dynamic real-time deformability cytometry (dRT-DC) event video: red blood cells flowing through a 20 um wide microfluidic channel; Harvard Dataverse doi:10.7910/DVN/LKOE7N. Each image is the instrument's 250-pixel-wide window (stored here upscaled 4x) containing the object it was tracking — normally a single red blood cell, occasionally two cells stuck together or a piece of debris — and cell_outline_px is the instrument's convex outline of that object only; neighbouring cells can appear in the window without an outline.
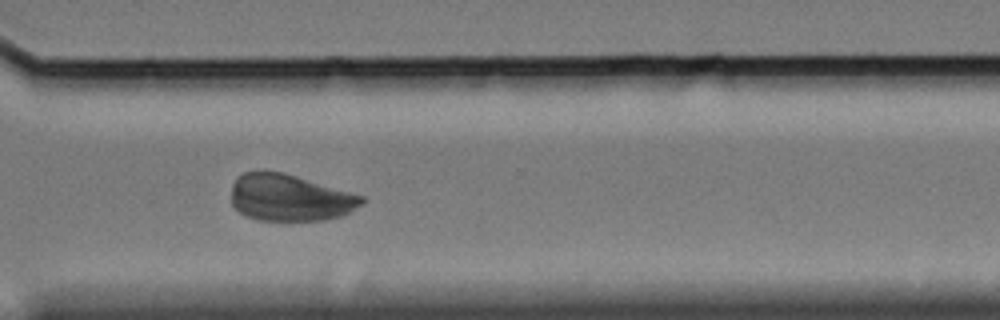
{"species": "Egyptian fruit bat (a non-hibernating species)", "species_latin": "Rousettus aegyptiacus", "temperature_condition": "cold", "stored_images_in_passage": 50, "camera_frame_rate_fps": 3000, "um_per_image_px": 0.085, "animal": {"sex": "female"}, "frame": {"image": 1, "passage_image": 43, "time_ms": 14.0, "image_size_px": [1000, 320], "cell_outline_px": [[368, 200], [364, 204], [344, 216], [328, 220], [256, 220], [244, 216], [232, 204], [232, 184], [236, 176], [244, 172], [284, 172], [364, 196]], "centroid_in_image_um": [24.68, 16.82], "position_along_channel_um": 345.9, "area_um2": 35.89}}
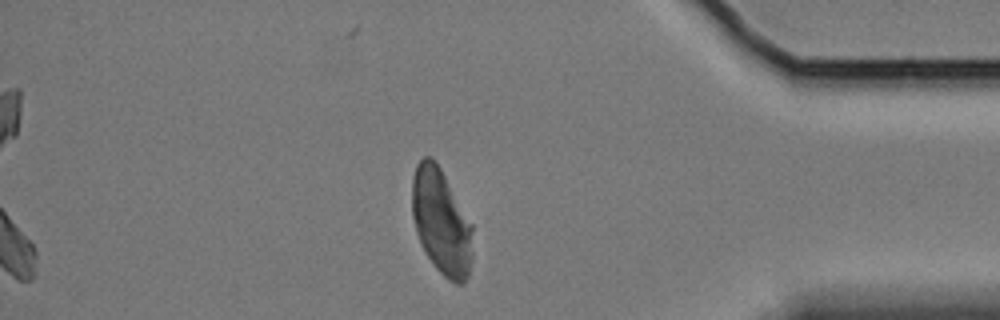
{"frame": {"image": 2, "passage_image": 50, "time_ms": 16.333, "image_size_px": [1000, 320], "cell_outline_px": [[472, 260], [468, 276], [464, 284], [456, 284], [448, 280], [436, 268], [424, 252], [420, 244], [416, 232], [412, 216], [412, 176], [416, 164], [424, 156], [432, 156], [440, 168], [472, 224]], "centroid_in_image_um": [37.49, 18.87], "position_along_channel_um": 397.7, "area_um2": 37.51}}